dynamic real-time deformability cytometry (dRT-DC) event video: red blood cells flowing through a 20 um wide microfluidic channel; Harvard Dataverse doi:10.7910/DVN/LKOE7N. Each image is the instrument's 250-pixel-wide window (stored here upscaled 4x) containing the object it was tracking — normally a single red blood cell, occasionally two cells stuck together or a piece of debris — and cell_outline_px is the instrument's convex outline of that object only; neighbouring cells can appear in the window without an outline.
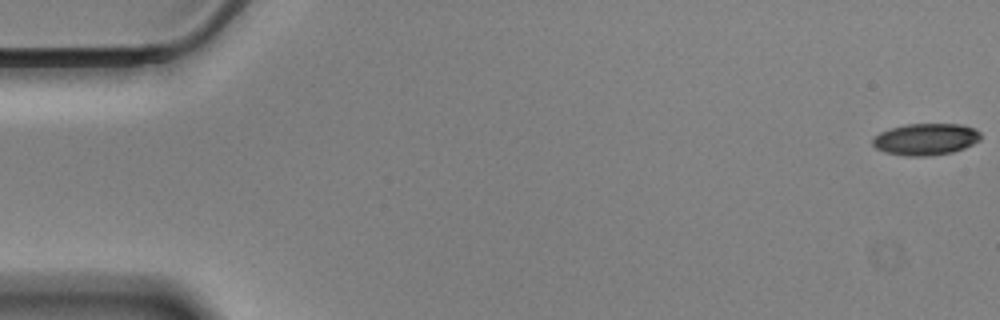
{"species": "Egyptian fruit bat (a non-hibernating species)", "species_latin": "Rousettus aegyptiacus", "temperature_condition": "cold", "stored_images_in_passage": 58, "camera_frame_rate_fps": 3000, "um_per_image_px": 0.085, "animal": {"sex": "male"}, "frame": {"image": 1, "passage_image": 1, "time_ms": 0.0, "image_size_px": [1000, 320], "cell_outline_px": [[980, 140], [964, 148], [952, 152], [928, 156], [908, 156], [884, 152], [876, 148], [872, 144], [872, 140], [880, 132], [888, 128], [908, 124], [960, 124], [972, 128], [980, 132]], "centroid_in_image_um": [78.66, 11.83], "position_along_channel_um": 6.3, "area_um2": 19.88}}
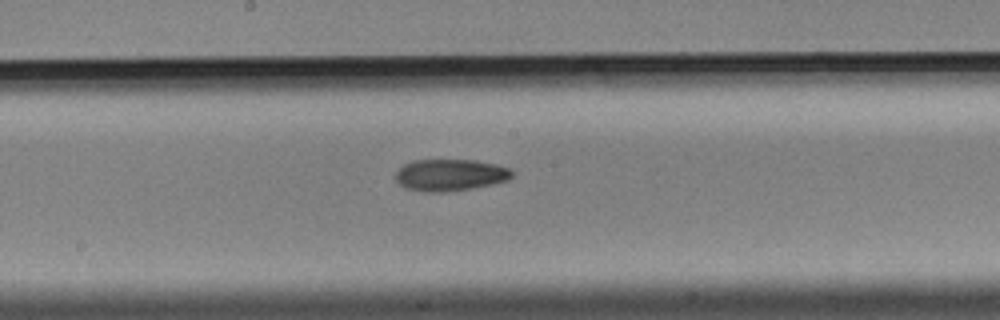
{"frame": {"image": 2, "passage_image": 31, "time_ms": 10.0, "image_size_px": [1000, 320], "cell_outline_px": [[512, 176], [508, 180], [492, 184], [472, 188], [444, 192], [424, 192], [404, 188], [396, 180], [396, 172], [404, 164], [416, 160], [476, 160], [496, 164], [508, 168], [512, 172]], "centroid_in_image_um": [38.25, 14.88], "position_along_channel_um": 209.9, "area_um2": 21.5}}
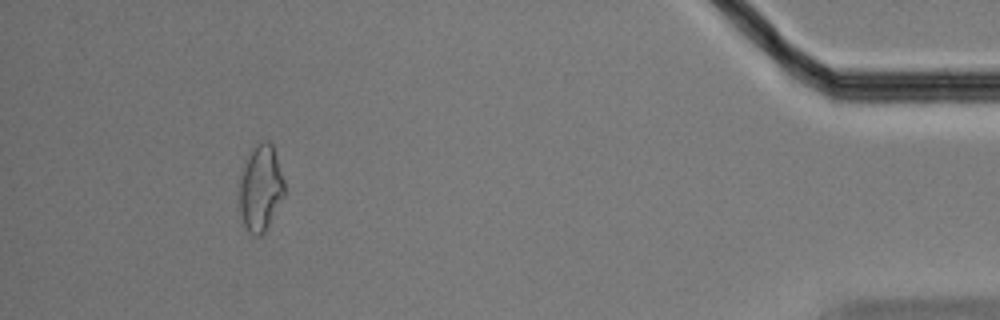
{"frame": {"image": 3, "passage_image": 54, "time_ms": 17.667, "image_size_px": [1000, 320], "cell_outline_px": [[284, 196], [264, 232], [260, 236], [256, 236], [248, 232], [240, 224], [240, 172], [248, 152], [256, 140], [268, 140], [272, 144], [284, 180]], "centroid_in_image_um": [22.11, 15.95], "position_along_channel_um": 413.1, "area_um2": 23.12}, "authors_computed_cell_mechanics": {"area_um2": 21.4149, "velocity_mm_per_s": 3.454, "shape_relaxation_time_tau1_ms": null, "shape_relaxation_time_tau2_ms": 9.1435, "deformation_change_tau1": null, "deformation_change_tau2": 0.1696}}